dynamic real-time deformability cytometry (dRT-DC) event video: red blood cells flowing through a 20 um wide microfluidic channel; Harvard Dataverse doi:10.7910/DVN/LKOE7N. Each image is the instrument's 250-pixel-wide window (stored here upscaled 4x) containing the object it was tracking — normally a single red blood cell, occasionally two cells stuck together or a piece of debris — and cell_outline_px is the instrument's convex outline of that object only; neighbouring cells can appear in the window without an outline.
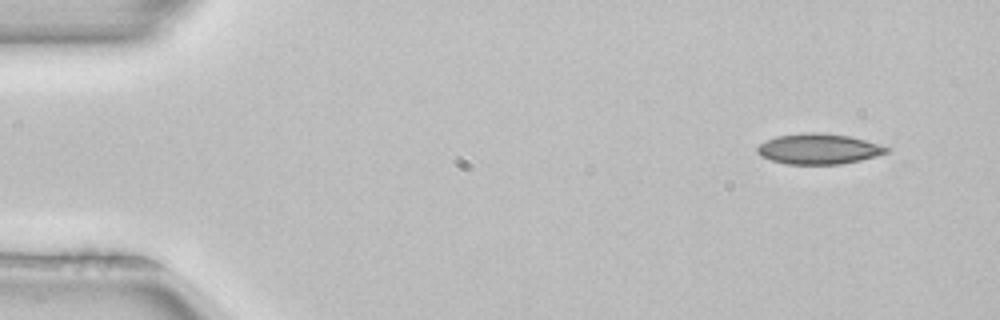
{"species": "common noctule bat (a hibernating species)", "species_latin": "Nyctalus noctula", "temperature_condition": "room temperature", "stored_images_in_passage": 3, "camera_frame_rate_fps": 3000, "um_per_image_px": 0.085, "animal": {"sex": "female", "body_mass_g": 22.7, "forearm_length_mm": 54.2}, "frame": {"image": 1, "passage_image": 1, "time_ms": 0.0, "image_size_px": [1000, 320], "cell_outline_px": [[892, 148], [888, 152], [876, 156], [860, 160], [840, 164], [784, 164], [760, 156], [756, 152], [756, 148], [760, 144], [776, 136], [800, 132], [820, 132], [848, 136], [864, 140]], "centroid_in_image_um": [69.56, 12.65], "position_along_channel_um": 15.4, "area_um2": 23.0}}
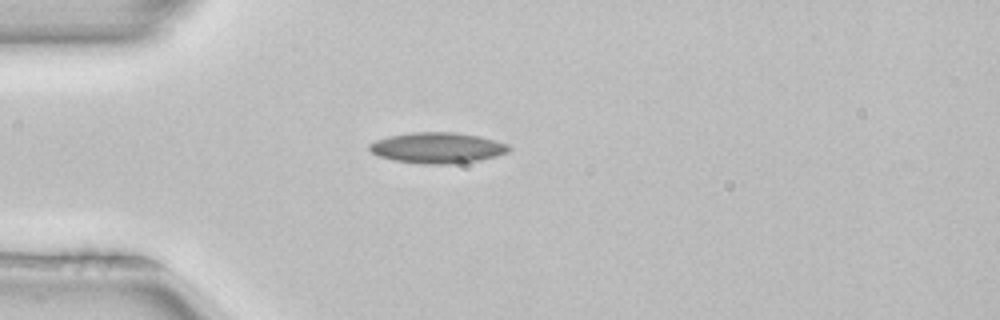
{"frame": {"image": 2, "passage_image": 3, "time_ms": 0.667, "image_size_px": [1000, 320], "cell_outline_px": [[512, 148], [508, 152], [496, 156], [476, 160], [448, 164], [420, 164], [396, 160], [380, 156], [372, 152], [368, 148], [368, 144], [376, 140], [388, 136], [412, 132], [452, 132], [480, 136], [496, 140], [508, 144]], "centroid_in_image_um": [37.19, 12.55], "position_along_channel_um": 47.8, "area_um2": 24.91}}